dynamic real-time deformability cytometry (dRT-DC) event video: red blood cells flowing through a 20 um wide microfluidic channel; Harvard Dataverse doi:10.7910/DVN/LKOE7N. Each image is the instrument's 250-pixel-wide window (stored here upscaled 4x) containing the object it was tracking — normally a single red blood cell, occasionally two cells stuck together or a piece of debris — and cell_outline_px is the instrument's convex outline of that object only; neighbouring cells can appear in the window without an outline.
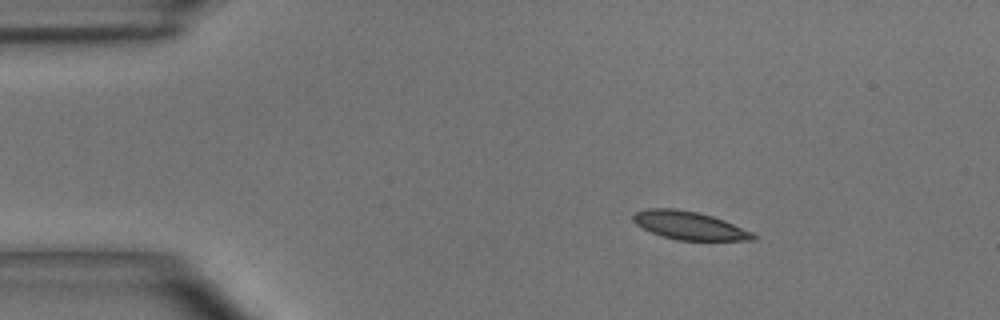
{"species": "common noctule bat (a hibernating species)", "species_latin": "Nyctalus noctula", "temperature_condition": "room temperature", "stored_images_in_passage": 12, "camera_frame_rate_fps": 3000, "um_per_image_px": 0.085, "animal": {"sex": "male", "body_mass_g": 15.6}, "frame": {"image": 1, "passage_image": 7, "time_ms": 2.0, "image_size_px": [1000, 320], "cell_outline_px": [[756, 240], [676, 240], [652, 232], [636, 224], [632, 220], [632, 216], [636, 212], [648, 208], [676, 208], [700, 212], [724, 220], [752, 232], [756, 236]], "centroid_in_image_um": [58.59, 19.15], "position_along_channel_um": 26.4, "area_um2": 19.59}}